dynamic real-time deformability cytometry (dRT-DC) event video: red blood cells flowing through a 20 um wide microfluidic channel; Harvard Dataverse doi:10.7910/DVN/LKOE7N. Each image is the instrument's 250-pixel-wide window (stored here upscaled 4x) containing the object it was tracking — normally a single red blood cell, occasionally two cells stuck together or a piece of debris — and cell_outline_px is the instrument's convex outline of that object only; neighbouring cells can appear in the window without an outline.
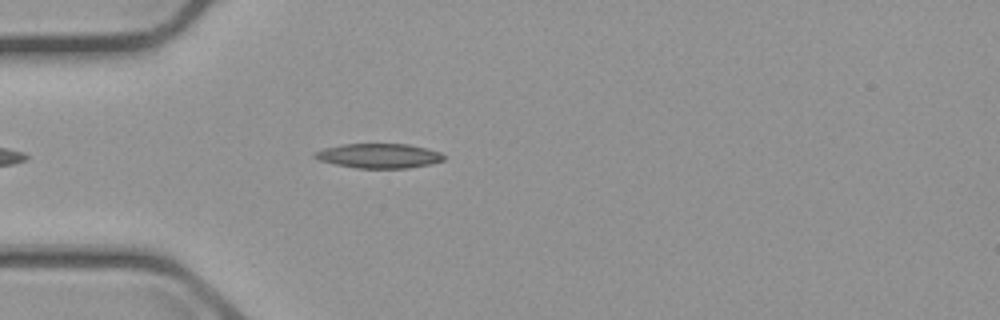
{"species": "common noctule bat (a hibernating species)", "species_latin": "Nyctalus noctula", "temperature_condition": "cold", "stored_images_in_passage": 2, "camera_frame_rate_fps": 3000, "um_per_image_px": 0.085, "animal": {"sex": "male", "body_mass_g": 23.1, "forearm_length_mm": 52.7}, "frame": {"image": 1, "passage_image": 2, "time_ms": 1.0, "image_size_px": [1000, 320], "cell_outline_px": [[444, 160], [428, 164], [408, 168], [356, 168], [336, 164], [320, 160], [312, 156], [312, 152], [324, 148], [344, 144], [408, 144], [428, 148], [440, 152], [444, 156]], "centroid_in_image_um": [32.19, 13.24], "position_along_channel_um": 52.8, "area_um2": 18.44}}